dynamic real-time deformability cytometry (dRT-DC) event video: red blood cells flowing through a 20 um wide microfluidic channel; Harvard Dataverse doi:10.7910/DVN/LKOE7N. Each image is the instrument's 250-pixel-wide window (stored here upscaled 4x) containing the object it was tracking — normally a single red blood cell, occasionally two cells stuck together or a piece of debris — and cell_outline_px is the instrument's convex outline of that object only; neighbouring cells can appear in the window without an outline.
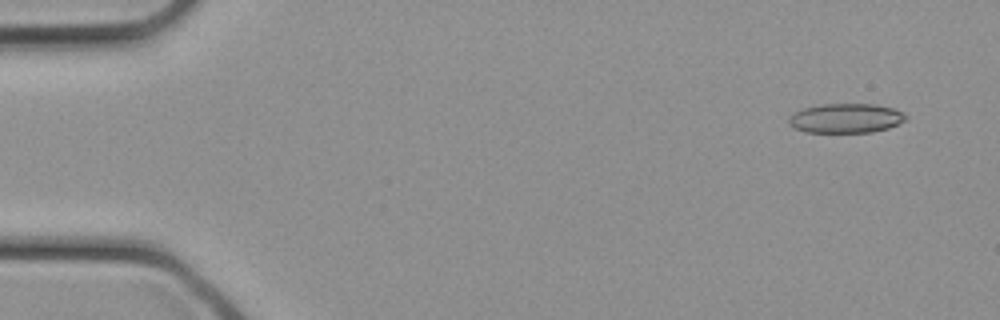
{"species": "common noctule bat (a hibernating species)", "species_latin": "Nyctalus noctula", "temperature_condition": "cold", "stored_images_in_passage": 18, "camera_frame_rate_fps": 3000, "um_per_image_px": 0.085, "animal": {"sex": "female", "body_mass_g": 21.9}, "frame": {"image": 1, "passage_image": 1, "time_ms": 0.0, "image_size_px": [1000, 320], "cell_outline_px": [[908, 116], [904, 120], [888, 128], [872, 132], [804, 132], [788, 124], [788, 116], [792, 112], [804, 108], [820, 104], [876, 104], [892, 108], [904, 112]], "centroid_in_image_um": [71.86, 10.04], "position_along_channel_um": 13.1, "area_um2": 20.17}}
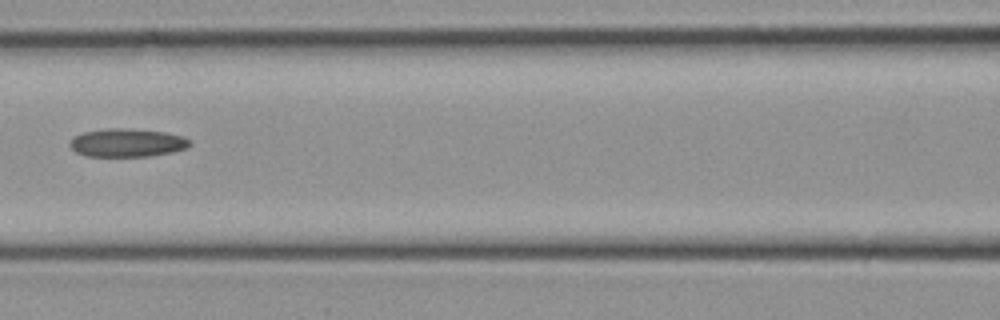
{"frame": {"image": 2, "passage_image": 13, "time_ms": 4.0, "image_size_px": [1000, 320], "cell_outline_px": [[192, 144], [188, 148], [172, 152], [148, 156], [84, 156], [76, 152], [68, 144], [72, 136], [84, 132], [108, 128], [124, 128], [164, 132], [184, 136], [192, 140]], "centroid_in_image_um": [10.82, 12.13], "position_along_channel_um": 155.8, "area_um2": 19.94}}
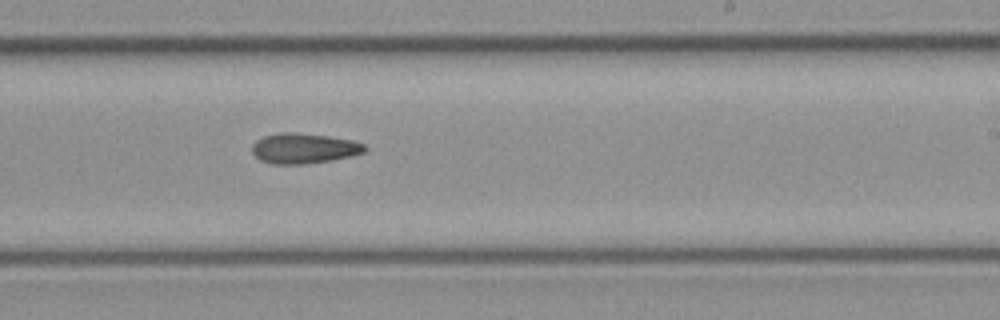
{"frame": {"image": 3, "passage_image": 18, "time_ms": 5.667, "image_size_px": [1000, 320], "cell_outline_px": [[368, 148], [364, 152], [352, 156], [332, 160], [304, 164], [272, 164], [260, 160], [252, 152], [252, 144], [256, 140], [264, 136], [284, 132], [292, 132], [328, 136], [352, 140], [364, 144]], "centroid_in_image_um": [25.83, 12.61], "position_along_channel_um": 263.2, "area_um2": 19.88}}